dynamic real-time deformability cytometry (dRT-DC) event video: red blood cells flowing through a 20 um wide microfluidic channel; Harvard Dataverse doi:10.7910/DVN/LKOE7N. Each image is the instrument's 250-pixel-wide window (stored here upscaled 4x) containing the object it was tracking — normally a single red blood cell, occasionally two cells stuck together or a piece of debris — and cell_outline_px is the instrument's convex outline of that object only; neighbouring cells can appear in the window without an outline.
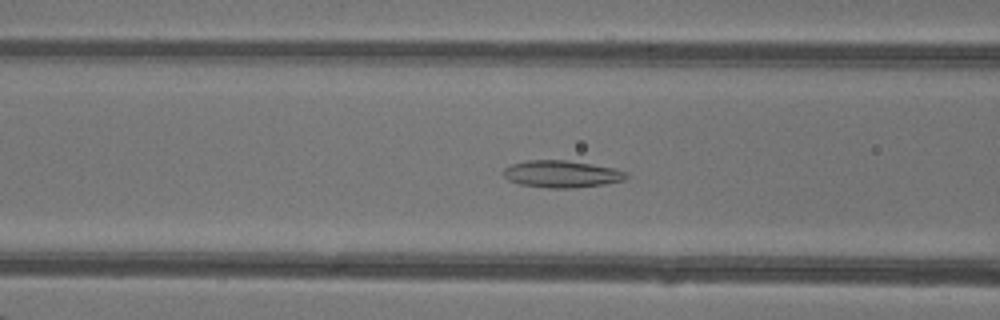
{"species": "common noctule bat (a hibernating species)", "species_latin": "Nyctalus noctula", "temperature_condition": "warm", "stored_images_in_passage": 47, "camera_frame_rate_fps": 3000, "um_per_image_px": 0.085, "animal": {"sex": "female"}, "frame": {"image": 1, "passage_image": 19, "time_ms": 6.0, "image_size_px": [1000, 320], "cell_outline_px": [[628, 176], [624, 180], [604, 184], [576, 188], [548, 188], [520, 184], [508, 180], [504, 176], [504, 168], [512, 164], [524, 160], [568, 160], [616, 168], [628, 172]], "centroid_in_image_um": [47.77, 14.79], "position_along_channel_um": 118.8, "area_um2": 19.54}}
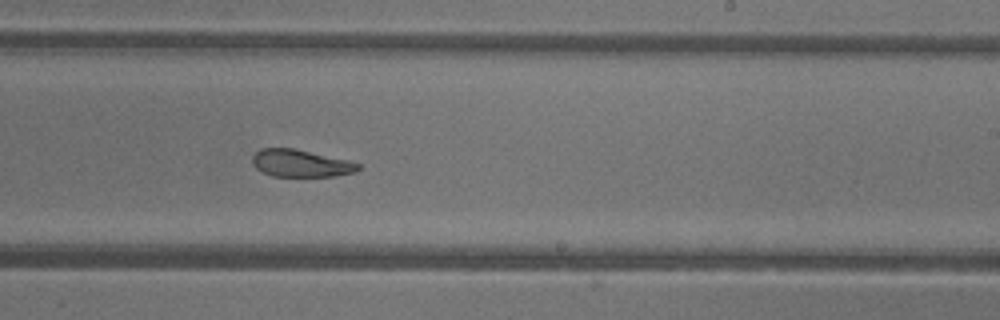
{"frame": {"image": 2, "passage_image": 29, "time_ms": 9.333, "image_size_px": [1000, 320], "cell_outline_px": [[360, 168], [356, 172], [336, 176], [272, 176], [256, 168], [252, 164], [252, 156], [260, 148], [296, 148], [348, 160], [360, 164]], "centroid_in_image_um": [25.57, 13.87], "position_along_channel_um": 263.4, "area_um2": 16.94}}
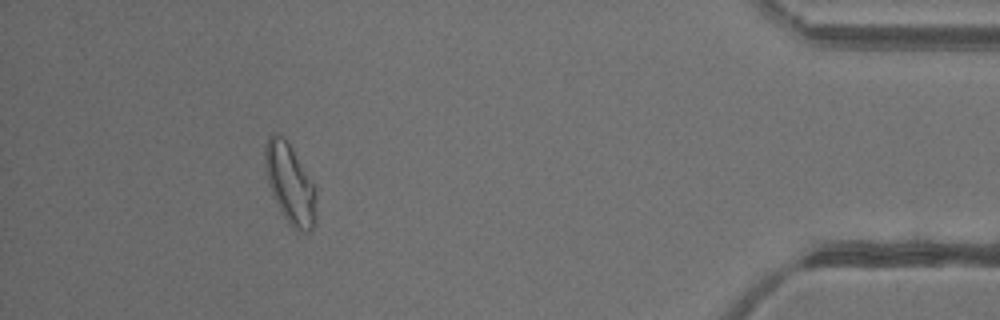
{"frame": {"image": 3, "passage_image": 43, "time_ms": 14.0, "image_size_px": [1000, 320], "cell_outline_px": [[316, 224], [308, 232], [304, 232], [292, 228], [288, 224], [268, 184], [264, 164], [264, 144], [268, 136], [272, 132], [276, 132], [288, 140], [316, 188]], "centroid_in_image_um": [24.65, 15.58], "position_along_channel_um": 410.5, "area_um2": 24.16}, "authors_computed_cell_mechanics": {"area_um2": 21.6172, "velocity_mm_per_s": 4.3385, "shape_relaxation_time_tau1_ms": null, "shape_relaxation_time_tau2_ms": 2.3189, "deformation_change_tau1": null, "deformation_change_tau2": 0.1031}}